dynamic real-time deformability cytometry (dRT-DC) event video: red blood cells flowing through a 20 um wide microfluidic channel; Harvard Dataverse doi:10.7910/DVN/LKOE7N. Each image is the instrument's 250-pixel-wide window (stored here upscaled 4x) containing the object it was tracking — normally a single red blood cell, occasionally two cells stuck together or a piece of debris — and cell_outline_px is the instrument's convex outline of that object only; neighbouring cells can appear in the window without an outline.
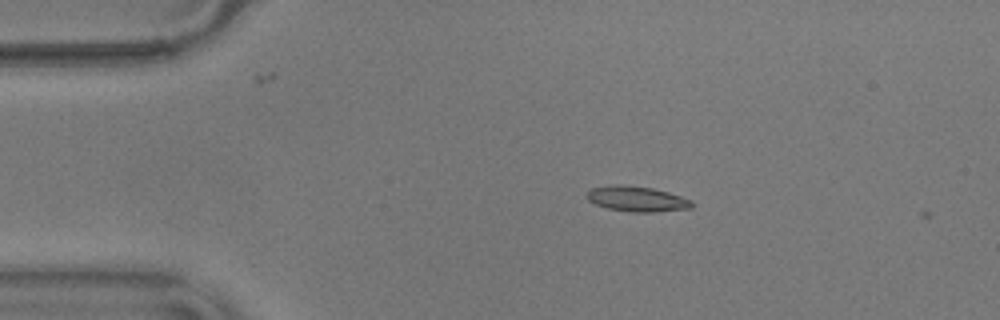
{"species": "common noctule bat (a hibernating species)", "species_latin": "Nyctalus noctula", "temperature_condition": "warm", "stored_images_in_passage": 3, "camera_frame_rate_fps": 3000, "um_per_image_px": 0.085, "animal": {"sex": "male", "body_mass_g": 17.9}, "frame": {"image": 1, "passage_image": 2, "time_ms": 0.333, "image_size_px": [1000, 320], "cell_outline_px": [[696, 204], [692, 208], [656, 212], [628, 212], [608, 208], [596, 204], [588, 200], [584, 196], [592, 188], [616, 184], [620, 184], [652, 188], [668, 192], [692, 200]], "centroid_in_image_um": [54.16, 16.91], "position_along_channel_um": 30.8, "area_um2": 15.61}}